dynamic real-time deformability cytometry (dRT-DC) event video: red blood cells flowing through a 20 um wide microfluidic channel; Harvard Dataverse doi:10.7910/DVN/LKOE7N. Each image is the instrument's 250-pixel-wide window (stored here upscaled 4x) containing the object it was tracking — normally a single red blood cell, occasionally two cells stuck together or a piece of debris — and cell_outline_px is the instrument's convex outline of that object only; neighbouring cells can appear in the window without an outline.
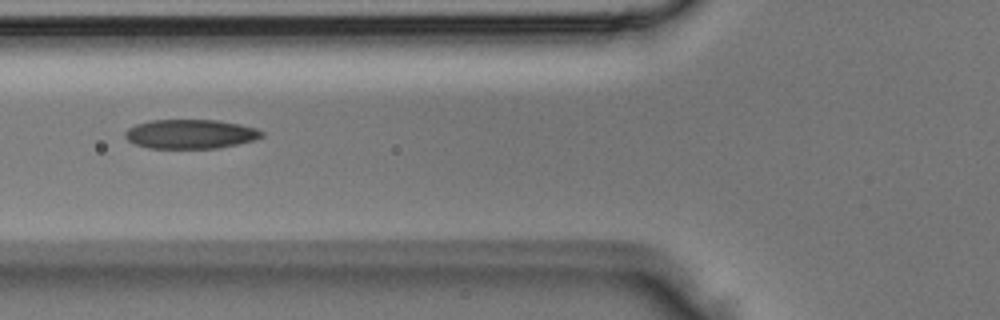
{"species": "Egyptian fruit bat (a non-hibernating species)", "species_latin": "Rousettus aegyptiacus", "temperature_condition": "room temperature", "stored_images_in_passage": 5, "camera_frame_rate_fps": 3000, "um_per_image_px": 0.085, "animal": {"sex": "male"}, "frame": {"image": 1, "passage_image": 5, "time_ms": 1.333, "image_size_px": [1000, 320], "cell_outline_px": [[264, 136], [256, 140], [216, 148], [148, 148], [136, 144], [128, 140], [124, 136], [124, 132], [128, 128], [136, 124], [152, 120], [220, 120], [240, 124], [256, 128], [264, 132]], "centroid_in_image_um": [16.21, 11.39], "position_along_channel_um": 109.6, "area_um2": 23.35}}